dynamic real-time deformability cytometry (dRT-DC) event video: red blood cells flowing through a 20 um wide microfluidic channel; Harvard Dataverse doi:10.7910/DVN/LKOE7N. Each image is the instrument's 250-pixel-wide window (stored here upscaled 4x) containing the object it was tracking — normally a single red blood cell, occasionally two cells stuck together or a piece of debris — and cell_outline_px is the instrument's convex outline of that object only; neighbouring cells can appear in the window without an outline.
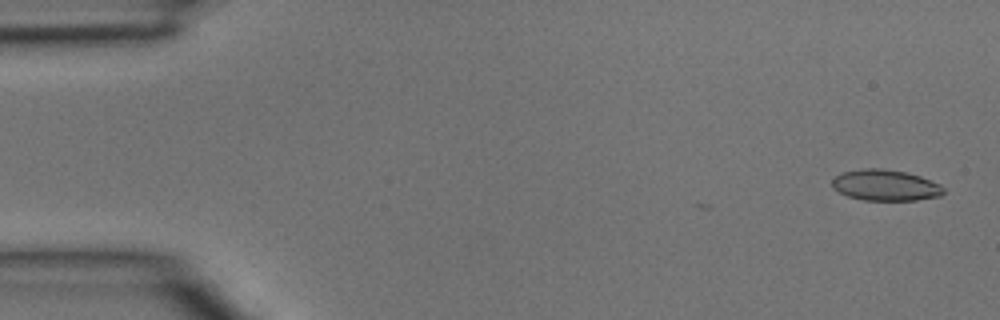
{"species": "common noctule bat (a hibernating species)", "species_latin": "Nyctalus noctula", "temperature_condition": "room temperature", "stored_images_in_passage": 4, "camera_frame_rate_fps": 3000, "um_per_image_px": 0.085, "animal": {"sex": "male", "body_mass_g": 15.6}, "frame": {"image": 1, "passage_image": 1, "time_ms": 0.0, "image_size_px": [1000, 320], "cell_outline_px": [[944, 192], [940, 196], [916, 200], [864, 200], [848, 196], [832, 188], [832, 180], [840, 172], [864, 168], [880, 168], [904, 172], [920, 176], [940, 184], [944, 188]], "centroid_in_image_um": [75.24, 15.74], "position_along_channel_um": 9.8, "area_um2": 20.11}}
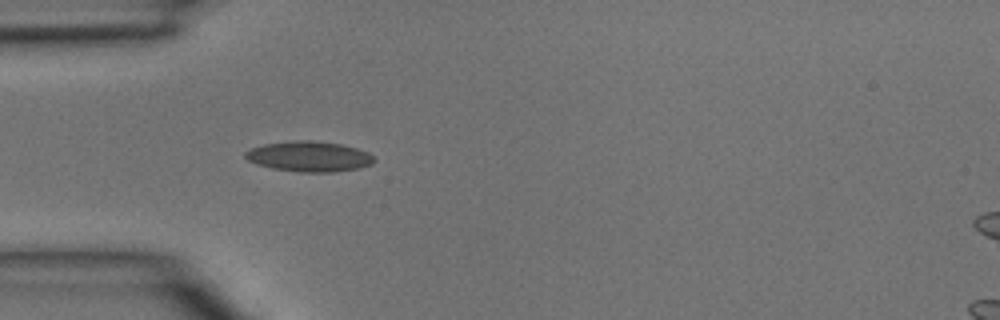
{"frame": {"image": 2, "passage_image": 4, "time_ms": 1.0, "image_size_px": [1000, 320], "cell_outline_px": [[376, 160], [372, 164], [360, 168], [332, 172], [300, 172], [272, 168], [256, 164], [248, 160], [244, 156], [244, 152], [252, 148], [264, 144], [296, 140], [312, 140], [340, 144], [356, 148], [368, 152]], "centroid_in_image_um": [26.28, 13.3], "position_along_channel_um": 58.7, "area_um2": 22.77}}